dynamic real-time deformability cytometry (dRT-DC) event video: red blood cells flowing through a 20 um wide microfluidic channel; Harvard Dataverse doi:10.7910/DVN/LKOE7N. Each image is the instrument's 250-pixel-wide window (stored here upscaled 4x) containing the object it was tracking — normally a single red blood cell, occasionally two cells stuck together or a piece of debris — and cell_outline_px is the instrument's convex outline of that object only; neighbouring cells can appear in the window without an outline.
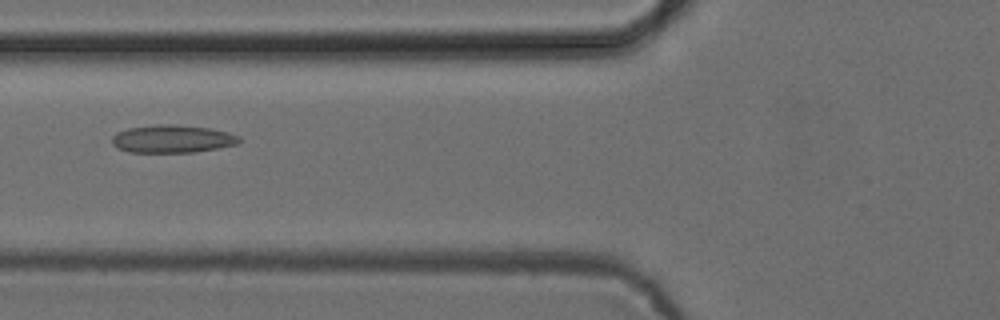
{"species": "common noctule bat (a hibernating species)", "species_latin": "Nyctalus noctula", "temperature_condition": "cold", "stored_images_in_passage": 32, "camera_frame_rate_fps": 3000, "um_per_image_px": 0.085, "animal": {"sex": "female", "body_mass_g": 24.6, "forearm_length_mm": 56.2}, "frame": {"image": 1, "passage_image": 7, "time_ms": 2.0, "image_size_px": [1000, 320], "cell_outline_px": [[240, 144], [196, 152], [128, 152], [116, 148], [112, 144], [112, 136], [116, 132], [128, 128], [156, 124], [176, 124], [208, 128], [228, 132], [240, 136]], "centroid_in_image_um": [14.64, 11.8], "position_along_channel_um": 111.2, "area_um2": 20.87}}
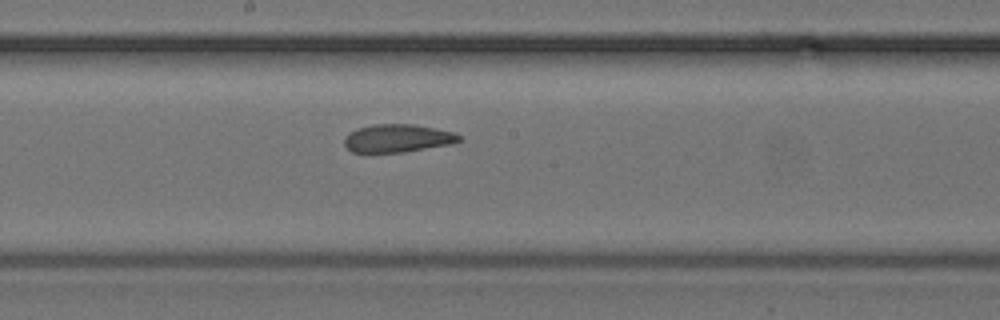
{"frame": {"image": 2, "passage_image": 15, "time_ms": 4.667, "image_size_px": [1000, 320], "cell_outline_px": [[460, 140], [452, 144], [404, 152], [352, 152], [344, 144], [344, 136], [348, 132], [356, 128], [372, 124], [412, 124], [436, 128], [452, 132], [460, 136]], "centroid_in_image_um": [33.75, 11.74], "position_along_channel_um": 214.4, "area_um2": 18.79}}
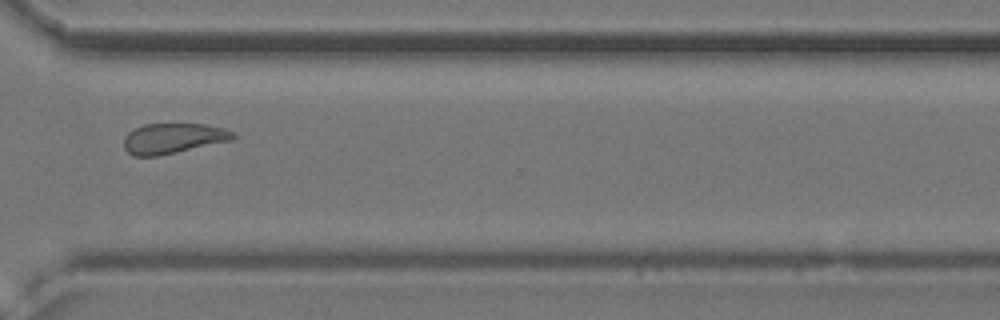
{"frame": {"image": 3, "passage_image": 26, "time_ms": 8.333, "image_size_px": [1000, 320], "cell_outline_px": [[236, 136], [232, 140], [176, 152], [156, 156], [132, 156], [124, 148], [124, 136], [128, 132], [144, 124], [204, 124], [224, 128], [232, 132]], "centroid_in_image_um": [14.68, 11.76], "position_along_channel_um": 355.9, "area_um2": 19.13}, "authors_computed_cell_mechanics": {"area_um2": 19.1896, "velocity_mm_per_s": 3.8612, "shape_relaxation_time_tau1_ms": 10.0624, "shape_relaxation_time_tau2_ms": 3.0342, "deformation_change_tau1": 0.1446, "deformation_change_tau2": 0.0979}}